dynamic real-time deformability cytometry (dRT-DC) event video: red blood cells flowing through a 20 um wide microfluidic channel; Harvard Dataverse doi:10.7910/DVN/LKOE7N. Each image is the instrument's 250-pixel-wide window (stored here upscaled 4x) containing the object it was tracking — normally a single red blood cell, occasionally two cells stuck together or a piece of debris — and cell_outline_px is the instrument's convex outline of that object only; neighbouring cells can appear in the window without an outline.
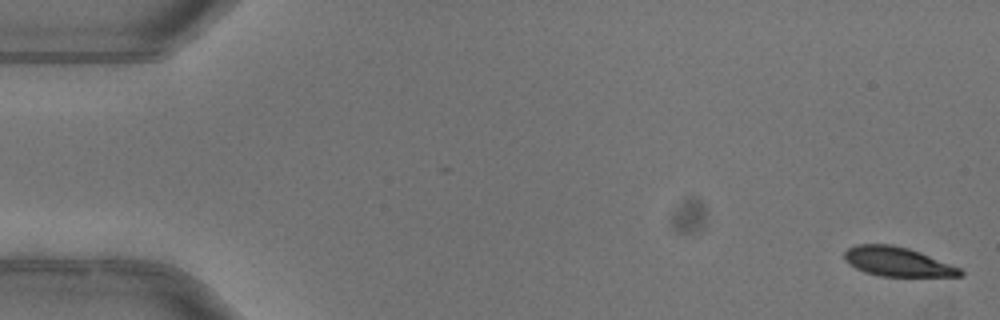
{"species": "common noctule bat (a hibernating species)", "species_latin": "Nyctalus noctula", "temperature_condition": "warm", "stored_images_in_passage": 5, "camera_frame_rate_fps": 3000, "um_per_image_px": 0.085, "animal": {"sex": "female"}, "frame": {"image": 1, "passage_image": 1, "time_ms": 0.0, "image_size_px": [1000, 320], "cell_outline_px": [[964, 276], [880, 276], [864, 272], [848, 264], [844, 260], [844, 252], [848, 248], [856, 244], [892, 244], [908, 248], [920, 252], [960, 268], [964, 272]], "centroid_in_image_um": [76.25, 22.24], "position_along_channel_um": 8.8, "area_um2": 19.77}}